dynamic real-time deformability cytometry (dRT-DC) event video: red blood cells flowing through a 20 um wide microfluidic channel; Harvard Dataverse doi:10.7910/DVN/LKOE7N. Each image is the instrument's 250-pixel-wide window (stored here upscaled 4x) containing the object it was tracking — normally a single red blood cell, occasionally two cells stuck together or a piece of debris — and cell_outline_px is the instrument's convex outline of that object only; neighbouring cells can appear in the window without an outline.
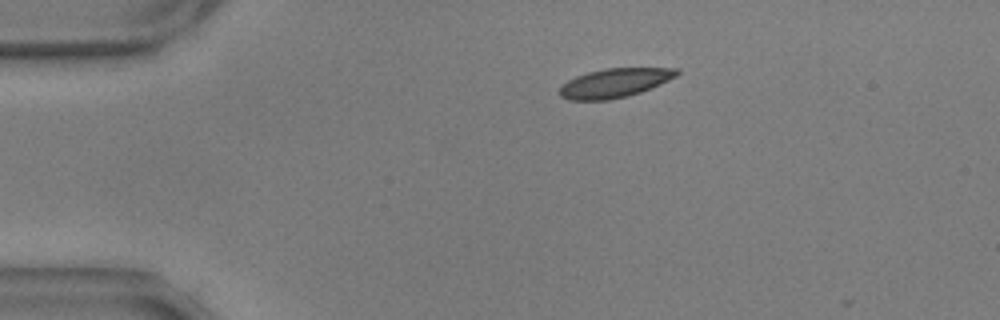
{"species": "common noctule bat (a hibernating species)", "species_latin": "Nyctalus noctula", "temperature_condition": "warm", "stored_images_in_passage": 3, "camera_frame_rate_fps": 3000, "um_per_image_px": 0.085, "animal": {"sex": "male", "body_mass_g": 17.9, "forearm_length_mm": 54.2}, "frame": {"image": 1, "passage_image": 1, "time_ms": 0.0, "image_size_px": [1000, 320], "cell_outline_px": [[680, 72], [676, 76], [660, 84], [640, 92], [628, 96], [608, 100], [568, 100], [560, 96], [560, 88], [568, 80], [576, 76], [588, 72], [608, 68], [680, 68]], "centroid_in_image_um": [52.25, 7.05], "position_along_channel_um": 32.7, "area_um2": 19.71}}